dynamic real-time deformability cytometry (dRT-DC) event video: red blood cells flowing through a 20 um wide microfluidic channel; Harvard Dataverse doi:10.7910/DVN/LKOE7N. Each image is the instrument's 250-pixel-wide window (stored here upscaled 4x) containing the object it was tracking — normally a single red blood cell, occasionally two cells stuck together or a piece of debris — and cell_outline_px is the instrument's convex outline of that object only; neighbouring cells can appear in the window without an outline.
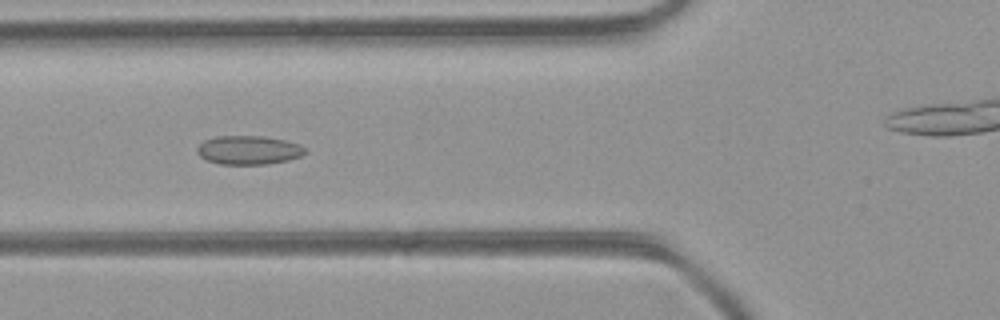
{"species": "common noctule bat (a hibernating species)", "species_latin": "Nyctalus noctula", "temperature_condition": "room temperature", "stored_images_in_passage": 47, "camera_frame_rate_fps": 3000, "um_per_image_px": 0.085, "animal": {"sex": "female", "body_mass_g": 21.9}, "frame": {"image": 1, "passage_image": 17, "time_ms": 5.333, "image_size_px": [1000, 320], "cell_outline_px": [[308, 152], [300, 156], [288, 160], [268, 164], [220, 164], [208, 160], [200, 156], [196, 152], [196, 148], [204, 140], [216, 136], [264, 136], [284, 140], [300, 144], [308, 148]], "centroid_in_image_um": [21.16, 12.75], "position_along_channel_um": 104.6, "area_um2": 18.26}}
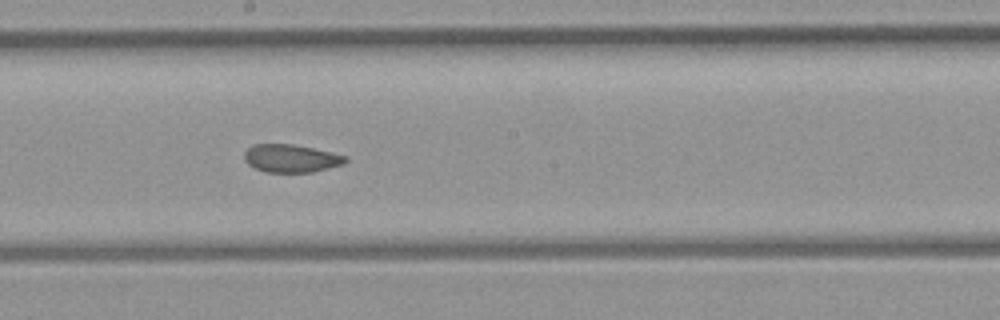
{"frame": {"image": 2, "passage_image": 25, "time_ms": 8.0, "image_size_px": [1000, 320], "cell_outline_px": [[348, 160], [344, 164], [312, 172], [264, 172], [248, 164], [244, 160], [244, 152], [252, 144], [292, 144], [332, 152], [348, 156]], "centroid_in_image_um": [24.74, 13.46], "position_along_channel_um": 223.5, "area_um2": 16.53}}
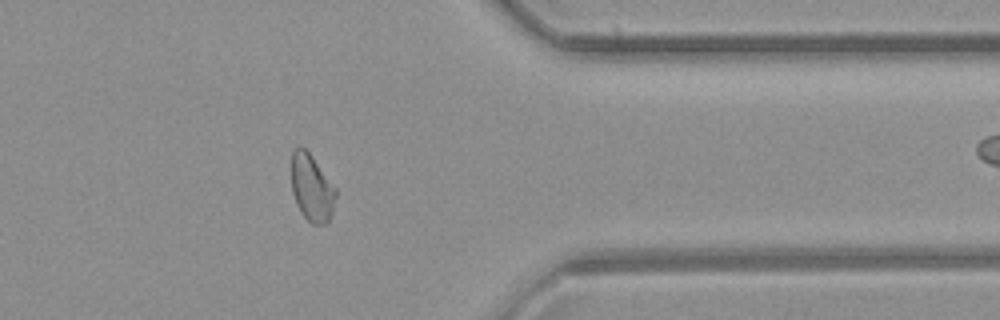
{"frame": {"image": 3, "passage_image": 37, "time_ms": 12.0, "image_size_px": [1000, 320], "cell_outline_px": [[336, 196], [332, 212], [328, 220], [324, 224], [312, 224], [300, 212], [296, 204], [292, 192], [292, 152], [296, 148], [304, 148], [312, 156], [336, 188]], "centroid_in_image_um": [26.5, 15.98], "position_along_channel_um": 384.9, "area_um2": 17.11}, "authors_computed_cell_mechanics": {"area_um2": 18.3226, "velocity_mm_per_s": 4.4334, "shape_relaxation_time_tau1_ms": null, "shape_relaxation_time_tau2_ms": 1.8816, "deformation_change_tau1": null, "deformation_change_tau2": 0.0618}}